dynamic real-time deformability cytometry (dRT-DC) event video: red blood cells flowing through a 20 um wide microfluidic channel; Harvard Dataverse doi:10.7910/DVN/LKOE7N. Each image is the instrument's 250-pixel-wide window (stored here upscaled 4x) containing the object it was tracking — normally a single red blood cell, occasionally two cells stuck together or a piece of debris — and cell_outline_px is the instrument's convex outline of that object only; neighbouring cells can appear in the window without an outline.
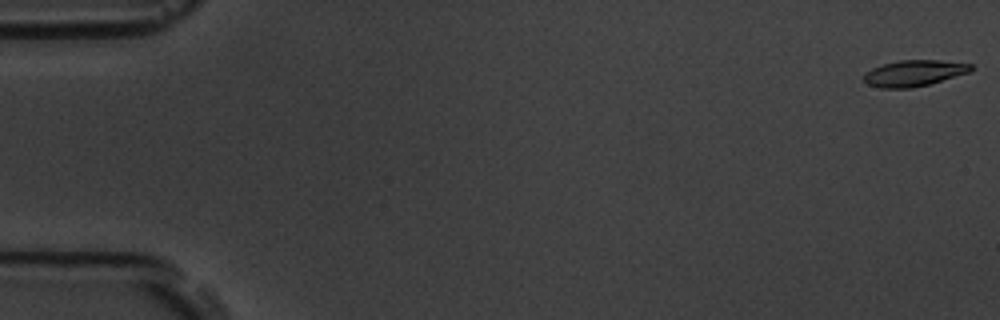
{"species": "common noctule bat (a hibernating species)", "species_latin": "Nyctalus noctula", "temperature_condition": "room temperature", "stored_images_in_passage": 54, "camera_frame_rate_fps": 3000, "um_per_image_px": 0.085, "animal": {"sex": "male", "body_mass_g": 19.5, "forearm_length_mm": 54.6}, "frame": {"image": 1, "passage_image": 1, "time_ms": 0.0, "image_size_px": [1000, 320], "cell_outline_px": [[976, 68], [968, 72], [928, 84], [912, 88], [880, 88], [868, 84], [864, 80], [864, 72], [872, 68], [884, 64], [900, 60], [940, 60], [972, 64]], "centroid_in_image_um": [77.68, 6.21], "position_along_channel_um": 7.3, "area_um2": 16.18}}
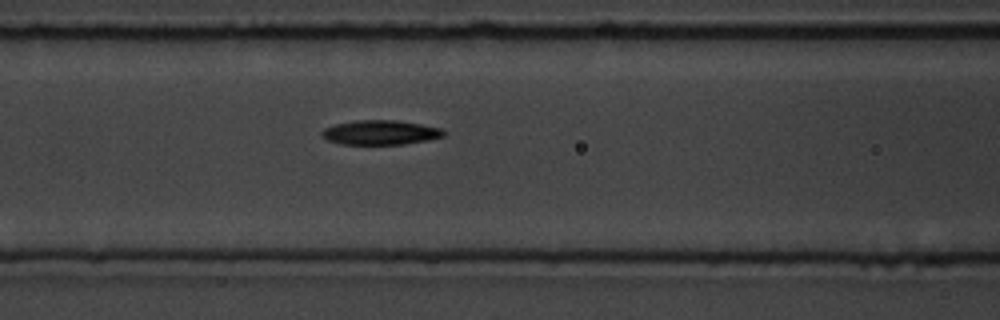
{"frame": {"image": 2, "passage_image": 23, "time_ms": 7.333, "image_size_px": [1000, 320], "cell_outline_px": [[448, 132], [444, 136], [428, 140], [404, 144], [340, 144], [328, 140], [320, 132], [324, 128], [336, 124], [356, 120], [396, 120], [420, 124], [440, 128]], "centroid_in_image_um": [32.36, 11.26], "position_along_channel_um": 134.2, "area_um2": 17.34}}
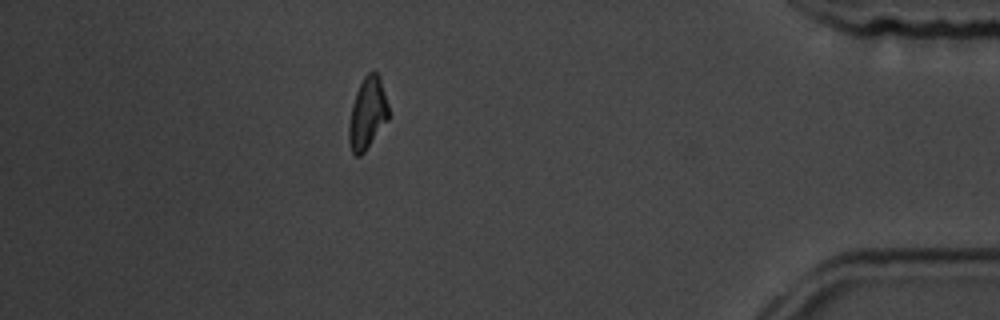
{"frame": {"image": 3, "passage_image": 48, "time_ms": 15.667, "image_size_px": [1000, 320], "cell_outline_px": [[388, 120], [364, 152], [360, 156], [356, 156], [352, 152], [348, 140], [348, 128], [352, 104], [356, 92], [364, 76], [368, 72], [376, 72], [380, 76], [388, 104]], "centroid_in_image_um": [31.23, 9.63], "position_along_channel_um": 404.0, "area_um2": 16.53}, "authors_computed_cell_mechanics": {"area_um2": 17.051, "velocity_mm_per_s": 3.7831, "shape_relaxation_time_tau1_ms": 2.3925, "shape_relaxation_time_tau2_ms": 8.332, "deformation_change_tau1": 0.1477, "deformation_change_tau2": 0.1837}}